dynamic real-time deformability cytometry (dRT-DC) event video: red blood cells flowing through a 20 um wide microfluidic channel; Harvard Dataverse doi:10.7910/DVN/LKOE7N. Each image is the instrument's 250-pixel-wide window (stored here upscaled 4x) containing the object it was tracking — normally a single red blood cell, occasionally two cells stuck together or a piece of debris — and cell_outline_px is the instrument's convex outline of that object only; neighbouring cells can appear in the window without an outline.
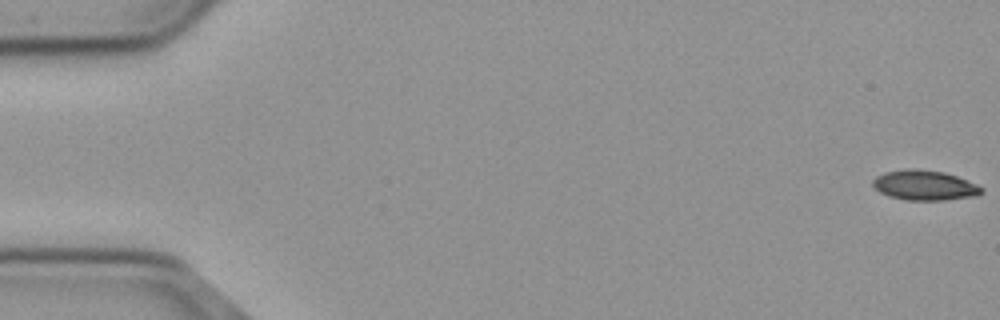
{"species": "common noctule bat (a hibernating species)", "species_latin": "Nyctalus noctula", "temperature_condition": "cold", "stored_images_in_passage": 56, "camera_frame_rate_fps": 3000, "um_per_image_px": 0.085, "animal": {"sex": "male", "body_mass_g": 23.1, "forearm_length_mm": 52.7}, "frame": {"image": 1, "passage_image": 1, "time_ms": 0.0, "image_size_px": [1000, 320], "cell_outline_px": [[984, 192], [976, 196], [944, 200], [908, 200], [888, 196], [880, 192], [872, 184], [872, 180], [876, 176], [888, 172], [912, 168], [916, 168], [944, 172], [956, 176], [976, 184], [984, 188]], "centroid_in_image_um": [78.61, 15.75], "position_along_channel_um": 6.4, "area_um2": 18.9}}
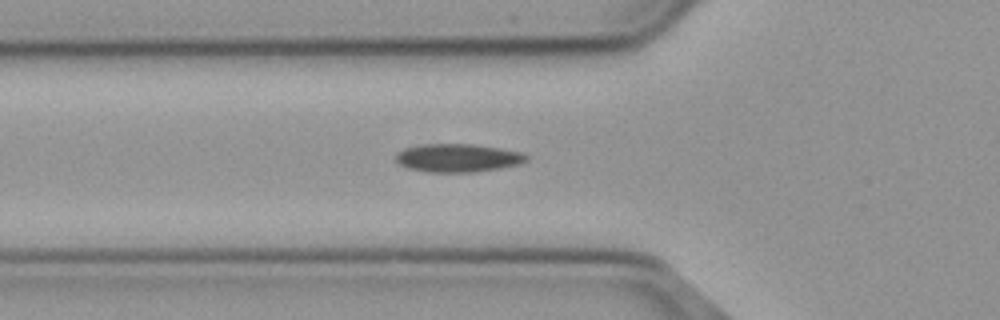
{"frame": {"image": 2, "passage_image": 20, "time_ms": 6.333, "image_size_px": [1000, 320], "cell_outline_px": [[528, 160], [516, 164], [496, 168], [472, 172], [428, 172], [408, 168], [396, 164], [392, 156], [396, 152], [404, 148], [420, 144], [472, 144], [500, 148], [520, 152], [528, 156]], "centroid_in_image_um": [38.78, 13.41], "position_along_channel_um": 87.0, "area_um2": 21.56}}
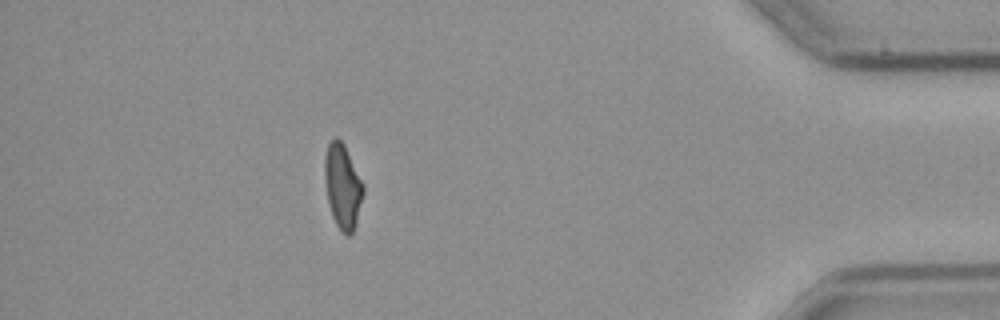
{"frame": {"image": 3, "passage_image": 50, "time_ms": 16.333, "image_size_px": [1000, 320], "cell_outline_px": [[364, 192], [356, 220], [352, 232], [348, 236], [344, 236], [336, 224], [332, 216], [328, 204], [324, 180], [324, 156], [328, 144], [336, 136], [344, 144], [364, 184]], "centroid_in_image_um": [29.1, 15.82], "position_along_channel_um": 406.1, "area_um2": 19.07}}